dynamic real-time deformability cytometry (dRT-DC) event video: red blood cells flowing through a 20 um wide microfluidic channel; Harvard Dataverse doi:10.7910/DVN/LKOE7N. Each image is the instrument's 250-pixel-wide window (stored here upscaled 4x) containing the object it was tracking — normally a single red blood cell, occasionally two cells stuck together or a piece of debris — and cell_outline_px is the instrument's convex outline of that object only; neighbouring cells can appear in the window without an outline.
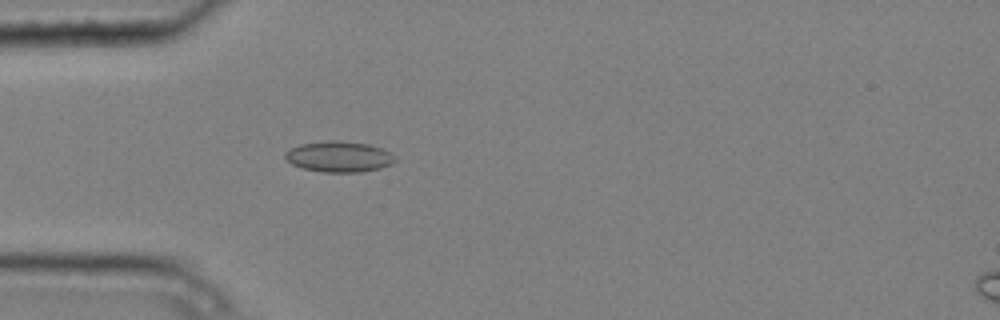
{"species": "common noctule bat (a hibernating species)", "species_latin": "Nyctalus noctula", "temperature_condition": "cold", "stored_images_in_passage": 3, "camera_frame_rate_fps": 3000, "um_per_image_px": 0.085, "animal": {"sex": "male", "body_mass_g": 20.4}, "frame": {"image": 1, "passage_image": 2, "time_ms": 0.333, "image_size_px": [1000, 320], "cell_outline_px": [[396, 160], [392, 164], [380, 168], [360, 172], [324, 172], [304, 168], [292, 164], [284, 156], [284, 152], [300, 144], [332, 140], [336, 140], [368, 144], [380, 148], [388, 152]], "centroid_in_image_um": [28.8, 13.32], "position_along_channel_um": 56.2, "area_um2": 19.42}}